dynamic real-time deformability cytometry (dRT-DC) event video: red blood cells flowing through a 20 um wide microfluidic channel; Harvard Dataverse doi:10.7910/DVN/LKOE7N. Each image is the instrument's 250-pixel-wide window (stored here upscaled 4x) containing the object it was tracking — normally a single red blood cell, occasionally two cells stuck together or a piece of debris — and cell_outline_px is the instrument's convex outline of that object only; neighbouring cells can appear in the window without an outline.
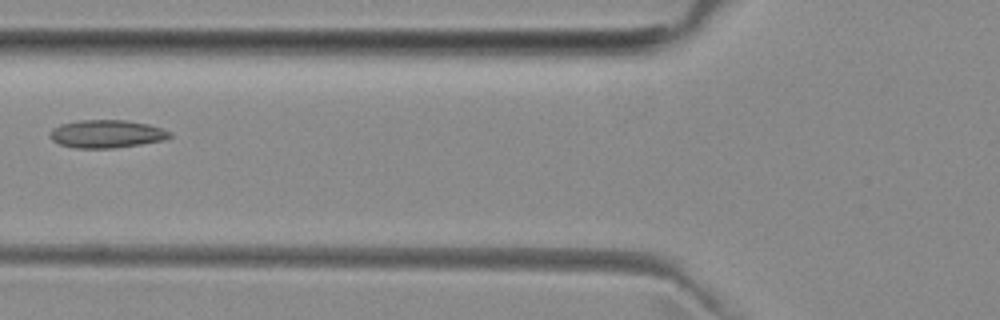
{"species": "common noctule bat (a hibernating species)", "species_latin": "Nyctalus noctula", "temperature_condition": "room temperature", "stored_images_in_passage": 3, "camera_frame_rate_fps": 3000, "um_per_image_px": 0.085, "animal": {"sex": "female", "body_mass_g": 29.2, "forearm_length_mm": 56.3}, "frame": {"image": 1, "passage_image": 3, "time_ms": 2.333, "image_size_px": [1000, 320], "cell_outline_px": [[172, 136], [164, 140], [116, 148], [76, 148], [60, 144], [52, 140], [52, 128], [60, 124], [80, 120], [124, 120], [148, 124], [172, 132]], "centroid_in_image_um": [9.09, 11.38], "position_along_channel_um": 116.7, "area_um2": 19.36}}